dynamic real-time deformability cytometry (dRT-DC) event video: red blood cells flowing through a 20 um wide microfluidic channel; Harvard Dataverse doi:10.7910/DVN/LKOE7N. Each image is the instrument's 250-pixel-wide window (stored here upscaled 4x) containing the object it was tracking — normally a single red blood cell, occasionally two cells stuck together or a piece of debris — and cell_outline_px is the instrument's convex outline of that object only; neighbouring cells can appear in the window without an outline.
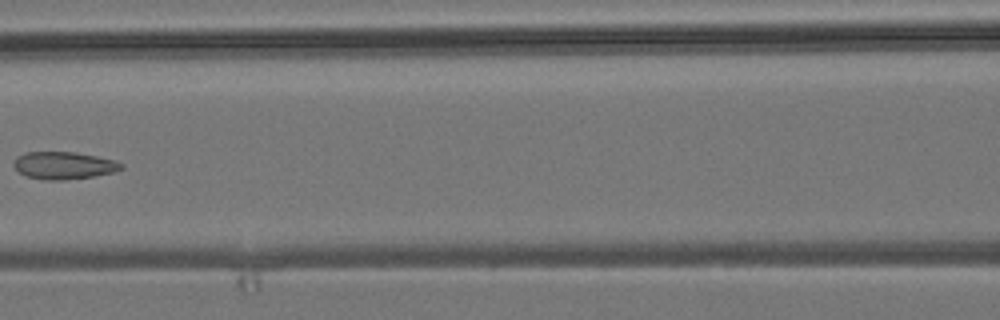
{"species": "common noctule bat (a hibernating species)", "species_latin": "Nyctalus noctula", "temperature_condition": "room temperature", "stored_images_in_passage": 6, "camera_frame_rate_fps": 3000, "um_per_image_px": 0.085, "animal": {"sex": "male", "body_mass_g": 19.2, "forearm_length_mm": 51.8}, "frame": {"image": 1, "passage_image": 5, "time_ms": 5.667, "image_size_px": [1000, 320], "cell_outline_px": [[124, 168], [112, 172], [92, 176], [64, 180], [44, 180], [24, 176], [12, 164], [16, 156], [24, 152], [76, 152], [116, 160], [124, 164]], "centroid_in_image_um": [5.4, 14.05], "position_along_channel_um": 161.2, "area_um2": 17.28}}
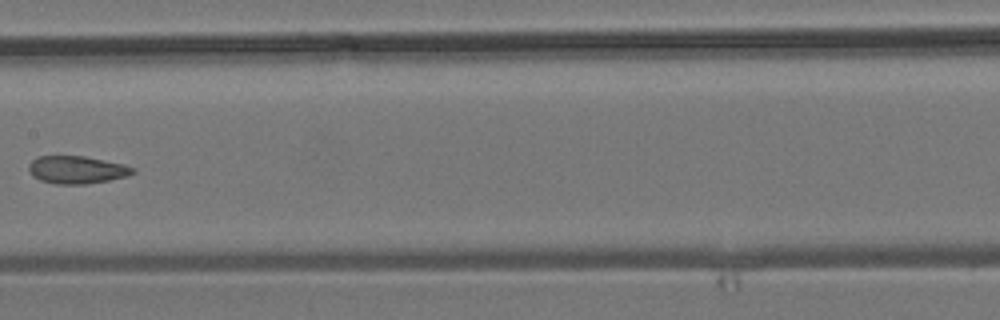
{"frame": {"image": 2, "passage_image": 6, "time_ms": 6.667, "image_size_px": [1000, 320], "cell_outline_px": [[136, 172], [128, 176], [108, 180], [84, 184], [56, 184], [40, 180], [32, 176], [28, 168], [28, 164], [36, 156], [84, 156], [124, 164], [136, 168]], "centroid_in_image_um": [6.53, 14.43], "position_along_channel_um": 200.9, "area_um2": 16.88}}